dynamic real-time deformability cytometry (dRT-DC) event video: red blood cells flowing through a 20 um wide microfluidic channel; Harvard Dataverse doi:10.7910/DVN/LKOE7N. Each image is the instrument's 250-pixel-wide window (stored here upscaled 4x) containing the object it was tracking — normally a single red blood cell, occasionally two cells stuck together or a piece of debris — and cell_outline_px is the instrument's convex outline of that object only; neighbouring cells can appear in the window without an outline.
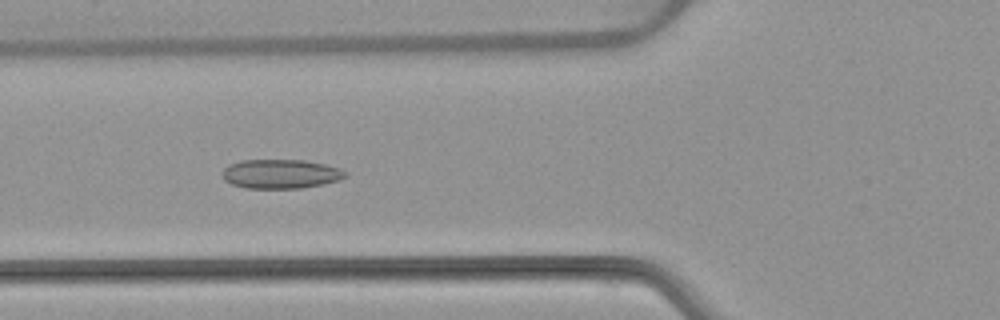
{"species": "common noctule bat (a hibernating species)", "species_latin": "Nyctalus noctula", "temperature_condition": "warm", "stored_images_in_passage": 53, "camera_frame_rate_fps": 3000, "um_per_image_px": 0.085, "animal": {"sex": "female", "body_mass_g": 22.7, "forearm_length_mm": 54.2}, "frame": {"image": 1, "passage_image": 20, "time_ms": 6.333, "image_size_px": [1000, 320], "cell_outline_px": [[348, 176], [340, 180], [324, 184], [300, 188], [244, 188], [232, 184], [224, 180], [220, 172], [228, 164], [240, 160], [304, 160], [324, 164], [340, 168], [348, 172]], "centroid_in_image_um": [23.85, 14.78], "position_along_channel_um": 101.9, "area_um2": 21.21}}
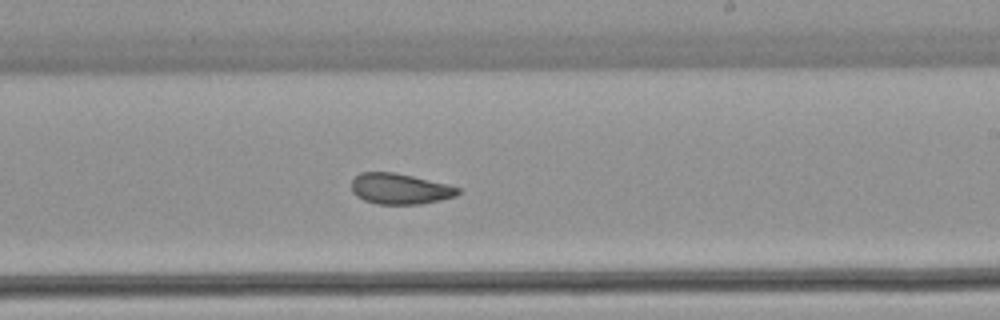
{"frame": {"image": 2, "passage_image": 32, "time_ms": 10.333, "image_size_px": [1000, 320], "cell_outline_px": [[460, 192], [456, 196], [440, 200], [420, 204], [376, 204], [364, 200], [356, 196], [352, 192], [352, 180], [360, 172], [396, 172], [448, 184], [460, 188]], "centroid_in_image_um": [33.99, 16.04], "position_along_channel_um": 255.0, "area_um2": 19.19}}
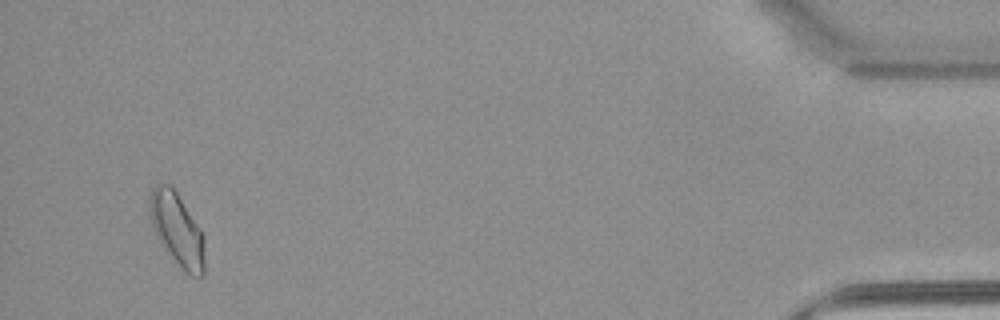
{"frame": {"image": 3, "passage_image": 51, "time_ms": 16.667, "image_size_px": [1000, 320], "cell_outline_px": [[204, 276], [192, 276], [184, 272], [160, 244], [156, 236], [148, 212], [148, 196], [152, 188], [156, 184], [168, 184], [176, 192], [200, 228], [204, 236]], "centroid_in_image_um": [15.03, 19.51], "position_along_channel_um": 420.2, "area_um2": 23.52}, "authors_computed_cell_mechanics": {"area_um2": 20.4612, "velocity_mm_per_s": 3.8261, "shape_relaxation_time_tau1_ms": null, "shape_relaxation_time_tau2_ms": 2.1125, "deformation_change_tau1": null, "deformation_change_tau2": 0.0793}}